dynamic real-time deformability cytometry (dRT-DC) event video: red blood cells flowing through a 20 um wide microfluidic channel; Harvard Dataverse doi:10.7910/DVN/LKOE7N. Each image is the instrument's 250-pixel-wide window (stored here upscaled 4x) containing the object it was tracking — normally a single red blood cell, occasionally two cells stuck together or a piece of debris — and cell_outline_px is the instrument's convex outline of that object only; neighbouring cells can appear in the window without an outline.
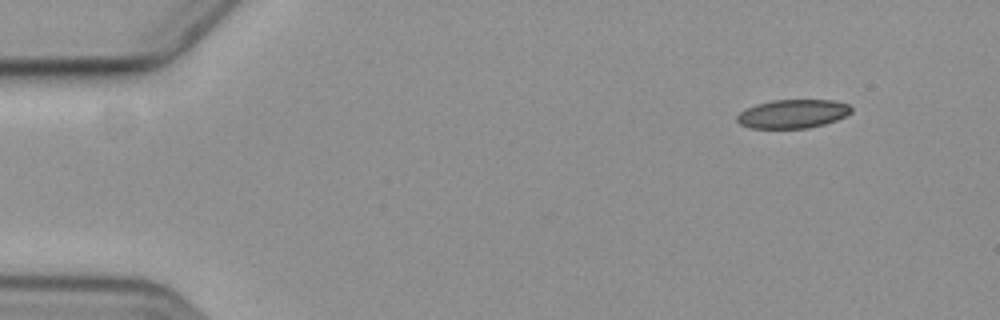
{"species": "common noctule bat (a hibernating species)", "species_latin": "Nyctalus noctula", "temperature_condition": "cold", "stored_images_in_passage": 7, "segment_of_instrument_passage": [2, 2], "camera_frame_rate_fps": 3000, "um_per_image_px": 0.085, "animal": {"sex": "female", "body_mass_g": 19.3, "forearm_length_mm": 54.1}, "frame": {"image": 1, "passage_image": 7, "time_ms": 7.0, "image_size_px": [1000, 320], "cell_outline_px": [[852, 112], [836, 120], [824, 124], [808, 128], [752, 128], [740, 124], [736, 120], [736, 116], [740, 112], [756, 104], [772, 100], [832, 100], [848, 104], [852, 108]], "centroid_in_image_um": [67.38, 9.67], "position_along_channel_um": 17.6, "area_um2": 19.02}}